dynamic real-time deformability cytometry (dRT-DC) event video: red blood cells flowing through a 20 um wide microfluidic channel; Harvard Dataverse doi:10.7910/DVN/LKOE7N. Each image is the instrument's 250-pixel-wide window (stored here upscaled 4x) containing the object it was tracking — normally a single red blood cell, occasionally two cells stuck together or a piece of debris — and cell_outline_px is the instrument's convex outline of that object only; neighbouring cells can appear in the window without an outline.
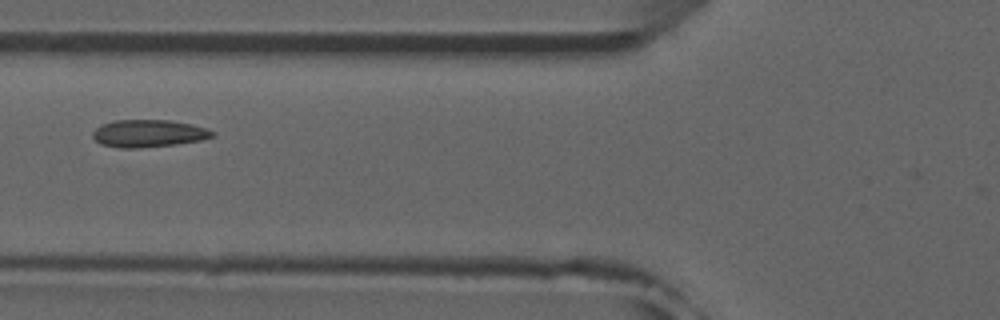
{"species": "common noctule bat (a hibernating species)", "species_latin": "Nyctalus noctula", "temperature_condition": "room temperature", "stored_images_in_passage": 38, "camera_frame_rate_fps": 3000, "um_per_image_px": 0.085, "animal": {"sex": "male", "forearm_length_mm": 52.5}, "frame": {"image": 1, "passage_image": 6, "time_ms": 1.667, "image_size_px": [1000, 320], "cell_outline_px": [[216, 132], [212, 136], [200, 140], [176, 144], [140, 148], [120, 148], [100, 144], [92, 136], [92, 132], [96, 128], [104, 124], [116, 120], [168, 120], [192, 124]], "centroid_in_image_um": [12.6, 11.34], "position_along_channel_um": 113.2, "area_um2": 18.96}, "authors_computed_cell_mechanics": {"area_um2": 18.4382, "velocity_mm_per_s": 3.8875, "shape_relaxation_time_tau1_ms": null, "shape_relaxation_time_tau2_ms": 2.8948, "deformation_change_tau1": null, "deformation_change_tau2": 0.0704}}